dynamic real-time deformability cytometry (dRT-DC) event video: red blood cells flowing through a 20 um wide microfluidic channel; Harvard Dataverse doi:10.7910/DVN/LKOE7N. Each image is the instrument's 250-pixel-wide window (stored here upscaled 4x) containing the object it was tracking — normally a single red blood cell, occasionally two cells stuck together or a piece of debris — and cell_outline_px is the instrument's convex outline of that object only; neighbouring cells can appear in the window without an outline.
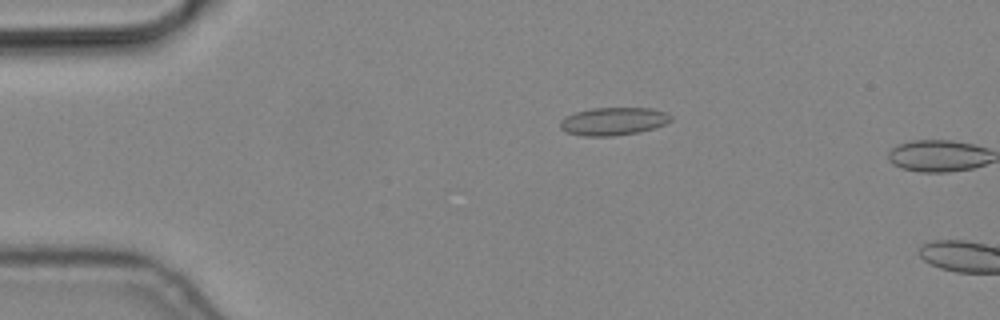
{"species": "common noctule bat (a hibernating species)", "species_latin": "Nyctalus noctula", "temperature_condition": "cold", "stored_images_in_passage": 5, "camera_frame_rate_fps": 3000, "um_per_image_px": 0.085, "animal": {"sex": "male", "body_mass_g": 19.2, "forearm_length_mm": 51.8}, "frame": {"image": 1, "passage_image": 4, "time_ms": 1.0, "image_size_px": [1000, 320], "cell_outline_px": [[672, 120], [656, 128], [640, 132], [612, 136], [584, 136], [568, 132], [560, 128], [560, 120], [564, 116], [576, 112], [592, 108], [652, 108], [664, 112], [672, 116]], "centroid_in_image_um": [52.14, 10.31], "position_along_channel_um": 32.9, "area_um2": 18.03}}